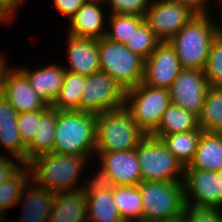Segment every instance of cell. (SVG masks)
<instances>
[{
	"label": "cell",
	"mask_w": 222,
	"mask_h": 222,
	"mask_svg": "<svg viewBox=\"0 0 222 222\" xmlns=\"http://www.w3.org/2000/svg\"><path fill=\"white\" fill-rule=\"evenodd\" d=\"M87 184L84 191L88 222H124L115 205L112 186L94 176Z\"/></svg>",
	"instance_id": "obj_16"
},
{
	"label": "cell",
	"mask_w": 222,
	"mask_h": 222,
	"mask_svg": "<svg viewBox=\"0 0 222 222\" xmlns=\"http://www.w3.org/2000/svg\"><path fill=\"white\" fill-rule=\"evenodd\" d=\"M209 87L203 70L183 68L168 89L171 104L198 115Z\"/></svg>",
	"instance_id": "obj_13"
},
{
	"label": "cell",
	"mask_w": 222,
	"mask_h": 222,
	"mask_svg": "<svg viewBox=\"0 0 222 222\" xmlns=\"http://www.w3.org/2000/svg\"><path fill=\"white\" fill-rule=\"evenodd\" d=\"M198 128V116L195 113L170 103L158 126L150 135L161 138L163 135L178 134Z\"/></svg>",
	"instance_id": "obj_23"
},
{
	"label": "cell",
	"mask_w": 222,
	"mask_h": 222,
	"mask_svg": "<svg viewBox=\"0 0 222 222\" xmlns=\"http://www.w3.org/2000/svg\"><path fill=\"white\" fill-rule=\"evenodd\" d=\"M195 13L188 7L169 0H152L144 20L160 42H168Z\"/></svg>",
	"instance_id": "obj_10"
},
{
	"label": "cell",
	"mask_w": 222,
	"mask_h": 222,
	"mask_svg": "<svg viewBox=\"0 0 222 222\" xmlns=\"http://www.w3.org/2000/svg\"><path fill=\"white\" fill-rule=\"evenodd\" d=\"M160 41L144 21L131 35L125 46L133 53L146 60L156 49Z\"/></svg>",
	"instance_id": "obj_31"
},
{
	"label": "cell",
	"mask_w": 222,
	"mask_h": 222,
	"mask_svg": "<svg viewBox=\"0 0 222 222\" xmlns=\"http://www.w3.org/2000/svg\"><path fill=\"white\" fill-rule=\"evenodd\" d=\"M170 103L168 89L152 87L142 82L125 91L124 107L146 134L158 126Z\"/></svg>",
	"instance_id": "obj_8"
},
{
	"label": "cell",
	"mask_w": 222,
	"mask_h": 222,
	"mask_svg": "<svg viewBox=\"0 0 222 222\" xmlns=\"http://www.w3.org/2000/svg\"><path fill=\"white\" fill-rule=\"evenodd\" d=\"M184 169H200L219 172L222 170V134L202 132L194 159Z\"/></svg>",
	"instance_id": "obj_22"
},
{
	"label": "cell",
	"mask_w": 222,
	"mask_h": 222,
	"mask_svg": "<svg viewBox=\"0 0 222 222\" xmlns=\"http://www.w3.org/2000/svg\"><path fill=\"white\" fill-rule=\"evenodd\" d=\"M183 185L186 205L222 210L221 176L218 172L184 169Z\"/></svg>",
	"instance_id": "obj_11"
},
{
	"label": "cell",
	"mask_w": 222,
	"mask_h": 222,
	"mask_svg": "<svg viewBox=\"0 0 222 222\" xmlns=\"http://www.w3.org/2000/svg\"><path fill=\"white\" fill-rule=\"evenodd\" d=\"M182 69L174 48L169 42H160L151 55L144 60L142 83L169 89Z\"/></svg>",
	"instance_id": "obj_14"
},
{
	"label": "cell",
	"mask_w": 222,
	"mask_h": 222,
	"mask_svg": "<svg viewBox=\"0 0 222 222\" xmlns=\"http://www.w3.org/2000/svg\"><path fill=\"white\" fill-rule=\"evenodd\" d=\"M58 110L51 106L41 115V122L32 142L26 147V164L33 158L53 152Z\"/></svg>",
	"instance_id": "obj_24"
},
{
	"label": "cell",
	"mask_w": 222,
	"mask_h": 222,
	"mask_svg": "<svg viewBox=\"0 0 222 222\" xmlns=\"http://www.w3.org/2000/svg\"><path fill=\"white\" fill-rule=\"evenodd\" d=\"M67 44L69 67L63 66L66 71L85 77L100 71L98 39L68 34Z\"/></svg>",
	"instance_id": "obj_17"
},
{
	"label": "cell",
	"mask_w": 222,
	"mask_h": 222,
	"mask_svg": "<svg viewBox=\"0 0 222 222\" xmlns=\"http://www.w3.org/2000/svg\"><path fill=\"white\" fill-rule=\"evenodd\" d=\"M103 4L85 2L69 19V35L75 37L100 39L105 37Z\"/></svg>",
	"instance_id": "obj_20"
},
{
	"label": "cell",
	"mask_w": 222,
	"mask_h": 222,
	"mask_svg": "<svg viewBox=\"0 0 222 222\" xmlns=\"http://www.w3.org/2000/svg\"><path fill=\"white\" fill-rule=\"evenodd\" d=\"M210 14L195 15L168 42L182 68L205 70L211 45L222 31Z\"/></svg>",
	"instance_id": "obj_1"
},
{
	"label": "cell",
	"mask_w": 222,
	"mask_h": 222,
	"mask_svg": "<svg viewBox=\"0 0 222 222\" xmlns=\"http://www.w3.org/2000/svg\"><path fill=\"white\" fill-rule=\"evenodd\" d=\"M22 2L23 0H0V21L7 23L10 18L12 20Z\"/></svg>",
	"instance_id": "obj_40"
},
{
	"label": "cell",
	"mask_w": 222,
	"mask_h": 222,
	"mask_svg": "<svg viewBox=\"0 0 222 222\" xmlns=\"http://www.w3.org/2000/svg\"><path fill=\"white\" fill-rule=\"evenodd\" d=\"M110 30H106L105 38L112 42L125 44L133 32L145 21L144 16L127 14H109Z\"/></svg>",
	"instance_id": "obj_30"
},
{
	"label": "cell",
	"mask_w": 222,
	"mask_h": 222,
	"mask_svg": "<svg viewBox=\"0 0 222 222\" xmlns=\"http://www.w3.org/2000/svg\"><path fill=\"white\" fill-rule=\"evenodd\" d=\"M84 83L85 76L65 70L62 88L51 107L57 110H80Z\"/></svg>",
	"instance_id": "obj_28"
},
{
	"label": "cell",
	"mask_w": 222,
	"mask_h": 222,
	"mask_svg": "<svg viewBox=\"0 0 222 222\" xmlns=\"http://www.w3.org/2000/svg\"><path fill=\"white\" fill-rule=\"evenodd\" d=\"M202 132L198 128L188 132L163 135L160 139L168 151L176 157L183 167H186L194 159Z\"/></svg>",
	"instance_id": "obj_25"
},
{
	"label": "cell",
	"mask_w": 222,
	"mask_h": 222,
	"mask_svg": "<svg viewBox=\"0 0 222 222\" xmlns=\"http://www.w3.org/2000/svg\"><path fill=\"white\" fill-rule=\"evenodd\" d=\"M145 135L124 106L96 114L95 154L133 150Z\"/></svg>",
	"instance_id": "obj_5"
},
{
	"label": "cell",
	"mask_w": 222,
	"mask_h": 222,
	"mask_svg": "<svg viewBox=\"0 0 222 222\" xmlns=\"http://www.w3.org/2000/svg\"><path fill=\"white\" fill-rule=\"evenodd\" d=\"M169 1L188 7L196 15L208 14L207 12L208 8H206V5H208L207 1L209 2L210 0H169Z\"/></svg>",
	"instance_id": "obj_41"
},
{
	"label": "cell",
	"mask_w": 222,
	"mask_h": 222,
	"mask_svg": "<svg viewBox=\"0 0 222 222\" xmlns=\"http://www.w3.org/2000/svg\"><path fill=\"white\" fill-rule=\"evenodd\" d=\"M115 205L123 221H142V198L139 185L112 186Z\"/></svg>",
	"instance_id": "obj_27"
},
{
	"label": "cell",
	"mask_w": 222,
	"mask_h": 222,
	"mask_svg": "<svg viewBox=\"0 0 222 222\" xmlns=\"http://www.w3.org/2000/svg\"><path fill=\"white\" fill-rule=\"evenodd\" d=\"M31 183L28 182L24 187L18 201V204L22 203L24 206L20 222H49L56 192L39 187L32 181Z\"/></svg>",
	"instance_id": "obj_18"
},
{
	"label": "cell",
	"mask_w": 222,
	"mask_h": 222,
	"mask_svg": "<svg viewBox=\"0 0 222 222\" xmlns=\"http://www.w3.org/2000/svg\"><path fill=\"white\" fill-rule=\"evenodd\" d=\"M182 218L184 222H222V211L186 205Z\"/></svg>",
	"instance_id": "obj_36"
},
{
	"label": "cell",
	"mask_w": 222,
	"mask_h": 222,
	"mask_svg": "<svg viewBox=\"0 0 222 222\" xmlns=\"http://www.w3.org/2000/svg\"><path fill=\"white\" fill-rule=\"evenodd\" d=\"M85 3L84 0H54L58 12L70 19Z\"/></svg>",
	"instance_id": "obj_39"
},
{
	"label": "cell",
	"mask_w": 222,
	"mask_h": 222,
	"mask_svg": "<svg viewBox=\"0 0 222 222\" xmlns=\"http://www.w3.org/2000/svg\"><path fill=\"white\" fill-rule=\"evenodd\" d=\"M49 222H88L84 189L56 192Z\"/></svg>",
	"instance_id": "obj_21"
},
{
	"label": "cell",
	"mask_w": 222,
	"mask_h": 222,
	"mask_svg": "<svg viewBox=\"0 0 222 222\" xmlns=\"http://www.w3.org/2000/svg\"><path fill=\"white\" fill-rule=\"evenodd\" d=\"M5 60L3 56H0V97L3 96L5 76L9 71V67L6 66Z\"/></svg>",
	"instance_id": "obj_42"
},
{
	"label": "cell",
	"mask_w": 222,
	"mask_h": 222,
	"mask_svg": "<svg viewBox=\"0 0 222 222\" xmlns=\"http://www.w3.org/2000/svg\"><path fill=\"white\" fill-rule=\"evenodd\" d=\"M124 222H144V221H124Z\"/></svg>",
	"instance_id": "obj_47"
},
{
	"label": "cell",
	"mask_w": 222,
	"mask_h": 222,
	"mask_svg": "<svg viewBox=\"0 0 222 222\" xmlns=\"http://www.w3.org/2000/svg\"><path fill=\"white\" fill-rule=\"evenodd\" d=\"M3 96L17 113L47 110L50 107L34 91L27 76L20 69L9 68L5 76Z\"/></svg>",
	"instance_id": "obj_15"
},
{
	"label": "cell",
	"mask_w": 222,
	"mask_h": 222,
	"mask_svg": "<svg viewBox=\"0 0 222 222\" xmlns=\"http://www.w3.org/2000/svg\"><path fill=\"white\" fill-rule=\"evenodd\" d=\"M125 91L107 73L95 72L85 77L80 111L100 114L124 106Z\"/></svg>",
	"instance_id": "obj_9"
},
{
	"label": "cell",
	"mask_w": 222,
	"mask_h": 222,
	"mask_svg": "<svg viewBox=\"0 0 222 222\" xmlns=\"http://www.w3.org/2000/svg\"><path fill=\"white\" fill-rule=\"evenodd\" d=\"M218 176H221V188H222V170L218 172Z\"/></svg>",
	"instance_id": "obj_45"
},
{
	"label": "cell",
	"mask_w": 222,
	"mask_h": 222,
	"mask_svg": "<svg viewBox=\"0 0 222 222\" xmlns=\"http://www.w3.org/2000/svg\"><path fill=\"white\" fill-rule=\"evenodd\" d=\"M46 110L30 111L25 113H18L17 128L23 140V143L28 146L37 132L39 123L41 122V115Z\"/></svg>",
	"instance_id": "obj_34"
},
{
	"label": "cell",
	"mask_w": 222,
	"mask_h": 222,
	"mask_svg": "<svg viewBox=\"0 0 222 222\" xmlns=\"http://www.w3.org/2000/svg\"><path fill=\"white\" fill-rule=\"evenodd\" d=\"M198 116V125L203 132L222 131V86H210Z\"/></svg>",
	"instance_id": "obj_26"
},
{
	"label": "cell",
	"mask_w": 222,
	"mask_h": 222,
	"mask_svg": "<svg viewBox=\"0 0 222 222\" xmlns=\"http://www.w3.org/2000/svg\"><path fill=\"white\" fill-rule=\"evenodd\" d=\"M95 145L96 114L80 110H58L53 153L88 158L95 153Z\"/></svg>",
	"instance_id": "obj_3"
},
{
	"label": "cell",
	"mask_w": 222,
	"mask_h": 222,
	"mask_svg": "<svg viewBox=\"0 0 222 222\" xmlns=\"http://www.w3.org/2000/svg\"><path fill=\"white\" fill-rule=\"evenodd\" d=\"M152 0H107L111 14L145 16ZM112 11V12H111Z\"/></svg>",
	"instance_id": "obj_35"
},
{
	"label": "cell",
	"mask_w": 222,
	"mask_h": 222,
	"mask_svg": "<svg viewBox=\"0 0 222 222\" xmlns=\"http://www.w3.org/2000/svg\"><path fill=\"white\" fill-rule=\"evenodd\" d=\"M88 158L81 155L45 153L27 163L31 181L52 192L84 189L77 187L83 167Z\"/></svg>",
	"instance_id": "obj_2"
},
{
	"label": "cell",
	"mask_w": 222,
	"mask_h": 222,
	"mask_svg": "<svg viewBox=\"0 0 222 222\" xmlns=\"http://www.w3.org/2000/svg\"><path fill=\"white\" fill-rule=\"evenodd\" d=\"M29 170L27 164L22 165L13 176L0 186V212L3 215H6L4 214L6 208L14 207L18 204L24 187L31 180V172Z\"/></svg>",
	"instance_id": "obj_29"
},
{
	"label": "cell",
	"mask_w": 222,
	"mask_h": 222,
	"mask_svg": "<svg viewBox=\"0 0 222 222\" xmlns=\"http://www.w3.org/2000/svg\"><path fill=\"white\" fill-rule=\"evenodd\" d=\"M8 149L9 155L26 164V145L23 143L17 126L0 127V146Z\"/></svg>",
	"instance_id": "obj_33"
},
{
	"label": "cell",
	"mask_w": 222,
	"mask_h": 222,
	"mask_svg": "<svg viewBox=\"0 0 222 222\" xmlns=\"http://www.w3.org/2000/svg\"><path fill=\"white\" fill-rule=\"evenodd\" d=\"M142 221L169 222L181 219L185 208L183 181H141Z\"/></svg>",
	"instance_id": "obj_4"
},
{
	"label": "cell",
	"mask_w": 222,
	"mask_h": 222,
	"mask_svg": "<svg viewBox=\"0 0 222 222\" xmlns=\"http://www.w3.org/2000/svg\"><path fill=\"white\" fill-rule=\"evenodd\" d=\"M100 70L107 73L124 91L143 81L144 59L131 52L125 44L98 39Z\"/></svg>",
	"instance_id": "obj_6"
},
{
	"label": "cell",
	"mask_w": 222,
	"mask_h": 222,
	"mask_svg": "<svg viewBox=\"0 0 222 222\" xmlns=\"http://www.w3.org/2000/svg\"><path fill=\"white\" fill-rule=\"evenodd\" d=\"M22 165H24V163H22L20 160L13 158L12 161V159L7 158V155L6 157H2L0 154V186L5 183L11 176H13L22 167Z\"/></svg>",
	"instance_id": "obj_38"
},
{
	"label": "cell",
	"mask_w": 222,
	"mask_h": 222,
	"mask_svg": "<svg viewBox=\"0 0 222 222\" xmlns=\"http://www.w3.org/2000/svg\"><path fill=\"white\" fill-rule=\"evenodd\" d=\"M101 168L94 177L111 186H132L142 181L136 150L97 153Z\"/></svg>",
	"instance_id": "obj_12"
},
{
	"label": "cell",
	"mask_w": 222,
	"mask_h": 222,
	"mask_svg": "<svg viewBox=\"0 0 222 222\" xmlns=\"http://www.w3.org/2000/svg\"><path fill=\"white\" fill-rule=\"evenodd\" d=\"M169 222H184L183 218L175 220V221H169Z\"/></svg>",
	"instance_id": "obj_46"
},
{
	"label": "cell",
	"mask_w": 222,
	"mask_h": 222,
	"mask_svg": "<svg viewBox=\"0 0 222 222\" xmlns=\"http://www.w3.org/2000/svg\"><path fill=\"white\" fill-rule=\"evenodd\" d=\"M204 72L210 86H222V31L211 45Z\"/></svg>",
	"instance_id": "obj_32"
},
{
	"label": "cell",
	"mask_w": 222,
	"mask_h": 222,
	"mask_svg": "<svg viewBox=\"0 0 222 222\" xmlns=\"http://www.w3.org/2000/svg\"><path fill=\"white\" fill-rule=\"evenodd\" d=\"M85 2H92V3H99V4H104V3H100V2H105L107 0H84Z\"/></svg>",
	"instance_id": "obj_43"
},
{
	"label": "cell",
	"mask_w": 222,
	"mask_h": 222,
	"mask_svg": "<svg viewBox=\"0 0 222 222\" xmlns=\"http://www.w3.org/2000/svg\"><path fill=\"white\" fill-rule=\"evenodd\" d=\"M5 218H6V216L0 212V222L4 221Z\"/></svg>",
	"instance_id": "obj_44"
},
{
	"label": "cell",
	"mask_w": 222,
	"mask_h": 222,
	"mask_svg": "<svg viewBox=\"0 0 222 222\" xmlns=\"http://www.w3.org/2000/svg\"><path fill=\"white\" fill-rule=\"evenodd\" d=\"M135 150L142 181H183L184 167L160 138L146 134Z\"/></svg>",
	"instance_id": "obj_7"
},
{
	"label": "cell",
	"mask_w": 222,
	"mask_h": 222,
	"mask_svg": "<svg viewBox=\"0 0 222 222\" xmlns=\"http://www.w3.org/2000/svg\"><path fill=\"white\" fill-rule=\"evenodd\" d=\"M18 113L8 100L0 97V127L17 126Z\"/></svg>",
	"instance_id": "obj_37"
},
{
	"label": "cell",
	"mask_w": 222,
	"mask_h": 222,
	"mask_svg": "<svg viewBox=\"0 0 222 222\" xmlns=\"http://www.w3.org/2000/svg\"><path fill=\"white\" fill-rule=\"evenodd\" d=\"M20 70L27 76L34 91L48 105L52 106L63 85L65 69L57 64H49L34 71L23 68Z\"/></svg>",
	"instance_id": "obj_19"
}]
</instances>
